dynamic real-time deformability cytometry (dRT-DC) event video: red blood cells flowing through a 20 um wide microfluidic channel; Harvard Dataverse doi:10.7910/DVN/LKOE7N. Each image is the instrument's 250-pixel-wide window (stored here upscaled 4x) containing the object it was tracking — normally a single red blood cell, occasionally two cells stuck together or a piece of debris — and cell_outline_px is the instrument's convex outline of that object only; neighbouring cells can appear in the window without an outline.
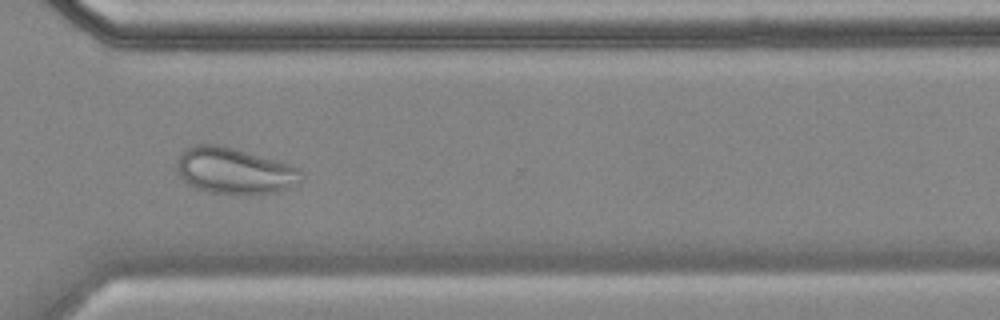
{"species": "common noctule bat (a hibernating species)", "species_latin": "Nyctalus noctula", "temperature_condition": "cold", "stored_images_in_passage": 58, "camera_frame_rate_fps": 3000, "um_per_image_px": 0.085, "animal": {"sex": "female", "body_mass_g": 18.4}, "frame": {"image": 1, "passage_image": 42, "time_ms": 13.667, "image_size_px": [1000, 320], "cell_outline_px": [[304, 176], [300, 180], [288, 188], [276, 192], [212, 192], [196, 188], [188, 184], [180, 176], [176, 168], [180, 156], [184, 148], [196, 144], [216, 144], [232, 148], [288, 164], [296, 168]], "centroid_in_image_um": [19.87, 14.49], "position_along_channel_um": 350.7, "area_um2": 32.37}}